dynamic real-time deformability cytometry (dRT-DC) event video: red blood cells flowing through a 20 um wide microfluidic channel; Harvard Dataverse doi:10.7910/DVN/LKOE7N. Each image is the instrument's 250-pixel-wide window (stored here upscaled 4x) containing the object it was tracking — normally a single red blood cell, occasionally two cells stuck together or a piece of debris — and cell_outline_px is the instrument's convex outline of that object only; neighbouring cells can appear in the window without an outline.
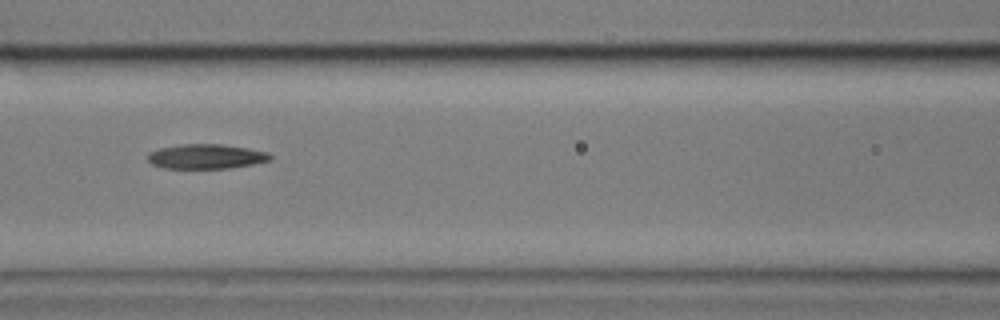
{"species": "common noctule bat (a hibernating species)", "species_latin": "Nyctalus noctula", "temperature_condition": "cold", "stored_images_in_passage": 8, "camera_frame_rate_fps": 3000, "um_per_image_px": 0.085, "animal": {"sex": "male", "body_mass_g": 17.9}, "frame": {"image": 1, "passage_image": 4, "time_ms": 3.333, "image_size_px": [1000, 320], "cell_outline_px": [[272, 160], [252, 164], [228, 168], [164, 168], [152, 164], [148, 160], [148, 152], [160, 148], [184, 144], [220, 144], [248, 148], [268, 152], [272, 156]], "centroid_in_image_um": [17.53, 13.3], "position_along_channel_um": 149.1, "area_um2": 17.51}}